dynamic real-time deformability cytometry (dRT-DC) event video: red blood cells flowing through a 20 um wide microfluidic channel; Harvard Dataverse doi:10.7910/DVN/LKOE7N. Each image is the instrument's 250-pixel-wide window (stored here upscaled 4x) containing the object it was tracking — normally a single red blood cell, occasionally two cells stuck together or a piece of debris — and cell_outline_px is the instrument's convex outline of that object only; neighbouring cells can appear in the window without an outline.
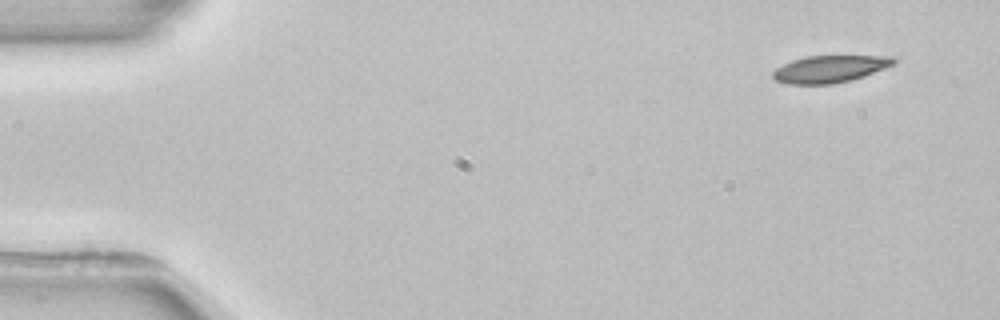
{"species": "common noctule bat (a hibernating species)", "species_latin": "Nyctalus noctula", "temperature_condition": "room temperature", "stored_images_in_passage": 3, "camera_frame_rate_fps": 3000, "um_per_image_px": 0.085, "animal": {"sex": "female", "body_mass_g": 22.7, "forearm_length_mm": 54.2}, "frame": {"image": 1, "passage_image": 1, "time_ms": 0.0, "image_size_px": [1000, 320], "cell_outline_px": [[896, 60], [892, 64], [884, 68], [864, 76], [852, 80], [832, 84], [788, 84], [776, 80], [772, 76], [772, 72], [776, 68], [792, 60], [808, 56], [892, 56]], "centroid_in_image_um": [70.51, 5.87], "position_along_channel_um": 14.5, "area_um2": 18.9}}
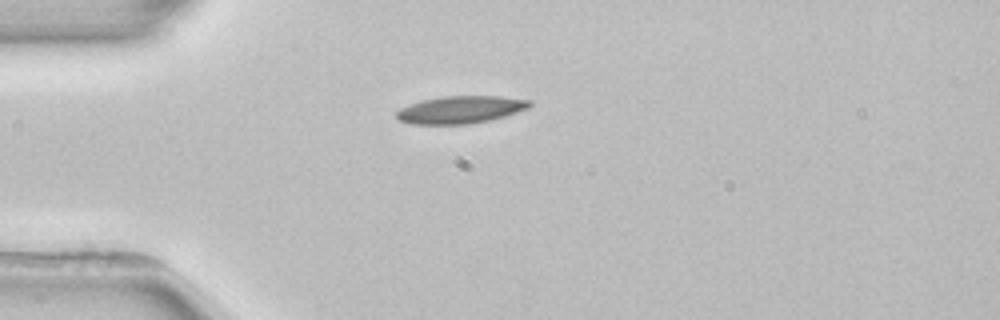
{"frame": {"image": 2, "passage_image": 3, "time_ms": 3.333, "image_size_px": [1000, 320], "cell_outline_px": [[532, 104], [528, 108], [504, 116], [488, 120], [468, 124], [412, 124], [396, 120], [396, 112], [400, 108], [424, 100], [444, 96], [500, 96], [532, 100]], "centroid_in_image_um": [39.14, 9.32], "position_along_channel_um": 45.9, "area_um2": 21.15}}